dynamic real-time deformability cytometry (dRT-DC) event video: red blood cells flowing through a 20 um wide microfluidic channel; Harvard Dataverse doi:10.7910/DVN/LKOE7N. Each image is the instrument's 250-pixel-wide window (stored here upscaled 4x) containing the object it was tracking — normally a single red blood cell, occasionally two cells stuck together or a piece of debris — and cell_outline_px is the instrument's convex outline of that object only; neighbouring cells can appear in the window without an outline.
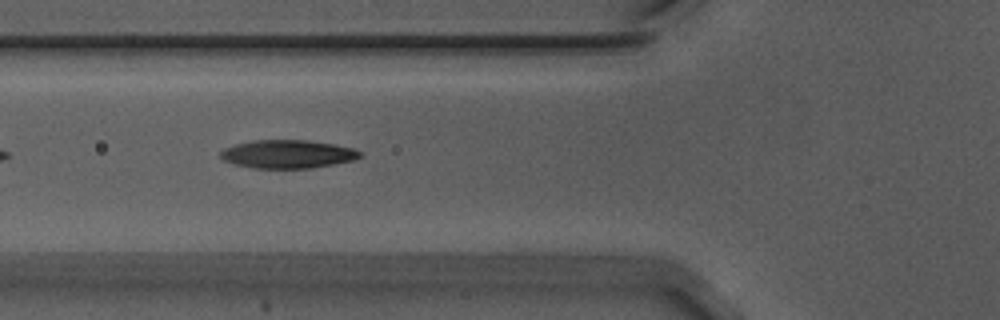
{"species": "Egyptian fruit bat (a non-hibernating species)", "species_latin": "Rousettus aegyptiacus", "temperature_condition": "warm", "stored_images_in_passage": 11, "camera_frame_rate_fps": 3000, "um_per_image_px": 0.085, "animal": {"sex": "male"}, "frame": {"image": 1, "passage_image": 5, "time_ms": 1.333, "image_size_px": [1000, 320], "cell_outline_px": [[364, 156], [352, 160], [312, 168], [252, 168], [236, 164], [224, 160], [220, 156], [220, 152], [224, 148], [236, 144], [252, 140], [308, 140], [336, 144], [356, 148], [364, 152]], "centroid_in_image_um": [24.51, 13.09], "position_along_channel_um": 101.3, "area_um2": 23.18}}
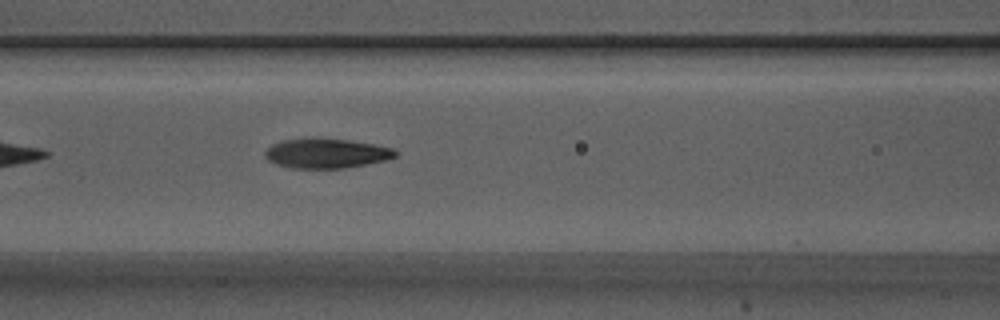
{"frame": {"image": 2, "passage_image": 8, "time_ms": 2.333, "image_size_px": [1000, 320], "cell_outline_px": [[400, 152], [396, 156], [384, 160], [344, 168], [292, 168], [276, 164], [268, 160], [264, 156], [264, 152], [272, 144], [280, 140], [304, 136], [320, 136], [348, 140], [372, 144], [392, 148]], "centroid_in_image_um": [27.67, 12.99], "position_along_channel_um": 138.9, "area_um2": 23.06}}